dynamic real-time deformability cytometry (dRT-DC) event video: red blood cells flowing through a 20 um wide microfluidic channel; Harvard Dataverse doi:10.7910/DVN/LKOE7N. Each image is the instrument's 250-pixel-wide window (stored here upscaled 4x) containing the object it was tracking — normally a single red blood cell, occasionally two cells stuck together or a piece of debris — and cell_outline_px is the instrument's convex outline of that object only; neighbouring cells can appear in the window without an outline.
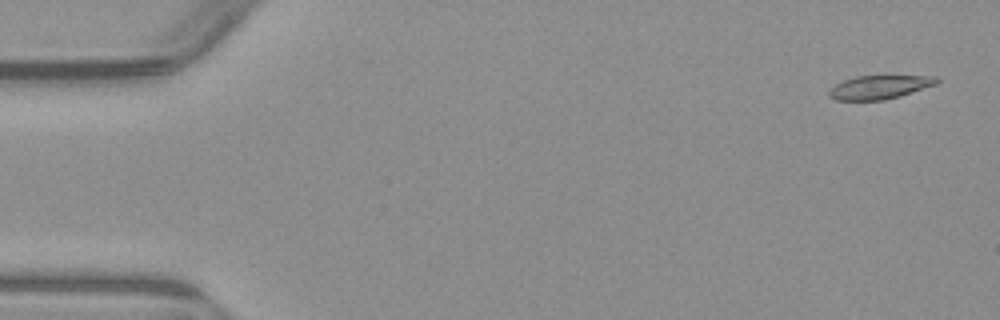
{"species": "common noctule bat (a hibernating species)", "species_latin": "Nyctalus noctula", "temperature_condition": "warm", "stored_images_in_passage": 3, "camera_frame_rate_fps": 3000, "um_per_image_px": 0.085, "animal": {"sex": "male", "body_mass_g": 23.1, "forearm_length_mm": 52.7}, "frame": {"image": 1, "passage_image": 1, "time_ms": 0.0, "image_size_px": [1000, 320], "cell_outline_px": [[940, 80], [936, 84], [900, 96], [884, 100], [836, 100], [828, 96], [828, 92], [836, 84], [844, 80], [856, 76], [936, 76]], "centroid_in_image_um": [74.75, 7.41], "position_along_channel_um": 10.2, "area_um2": 14.68}}